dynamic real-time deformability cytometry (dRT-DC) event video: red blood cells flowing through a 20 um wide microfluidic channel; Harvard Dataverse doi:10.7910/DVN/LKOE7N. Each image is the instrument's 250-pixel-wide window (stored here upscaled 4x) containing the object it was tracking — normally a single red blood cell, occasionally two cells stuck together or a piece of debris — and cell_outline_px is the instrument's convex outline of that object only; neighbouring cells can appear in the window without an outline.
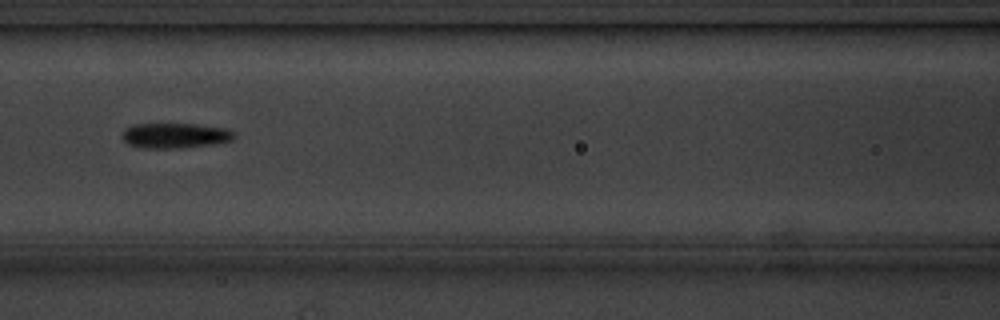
{"species": "common noctule bat (a hibernating species)", "species_latin": "Nyctalus noctula", "temperature_condition": "cold", "stored_images_in_passage": 7, "camera_frame_rate_fps": 3000, "um_per_image_px": 0.085, "animal": {"sex": "male", "body_mass_g": 20.1, "forearm_length_mm": 53.5}, "frame": {"image": 1, "passage_image": 7, "time_ms": 7.0, "image_size_px": [1000, 320], "cell_outline_px": [[236, 136], [232, 140], [212, 144], [176, 148], [148, 148], [128, 144], [124, 140], [124, 128], [136, 124], [196, 124], [228, 128], [236, 132]], "centroid_in_image_um": [14.95, 11.51], "position_along_channel_um": 151.7, "area_um2": 16.3}}